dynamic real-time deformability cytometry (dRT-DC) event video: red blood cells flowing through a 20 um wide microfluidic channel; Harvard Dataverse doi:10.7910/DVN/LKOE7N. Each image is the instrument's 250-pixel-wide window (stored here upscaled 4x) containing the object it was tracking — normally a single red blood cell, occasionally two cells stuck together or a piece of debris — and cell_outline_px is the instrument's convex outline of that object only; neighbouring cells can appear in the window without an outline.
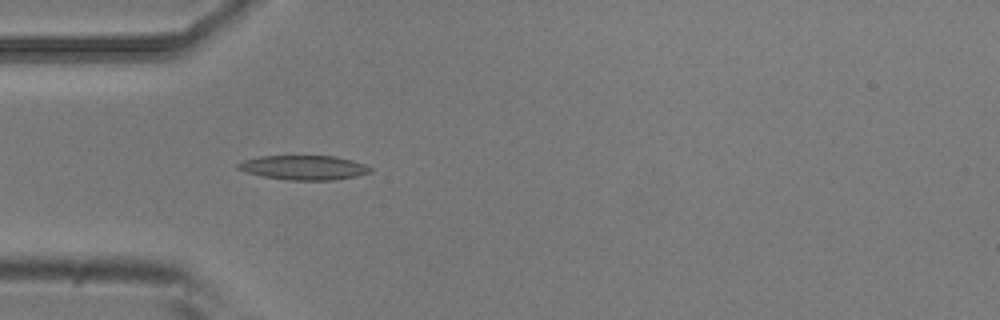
{"species": "common noctule bat (a hibernating species)", "species_latin": "Nyctalus noctula", "temperature_condition": "room temperature", "stored_images_in_passage": 4, "camera_frame_rate_fps": 3000, "um_per_image_px": 0.085, "animal": {"sex": "male", "body_mass_g": 20.5, "forearm_length_mm": 52.5}, "frame": {"image": 1, "passage_image": 4, "time_ms": 1.0, "image_size_px": [1000, 320], "cell_outline_px": [[372, 172], [356, 176], [332, 180], [288, 180], [264, 176], [244, 172], [236, 168], [236, 164], [244, 160], [260, 156], [336, 156], [352, 160], [364, 164], [372, 168]], "centroid_in_image_um": [25.82, 14.24], "position_along_channel_um": 59.2, "area_um2": 18.84}}